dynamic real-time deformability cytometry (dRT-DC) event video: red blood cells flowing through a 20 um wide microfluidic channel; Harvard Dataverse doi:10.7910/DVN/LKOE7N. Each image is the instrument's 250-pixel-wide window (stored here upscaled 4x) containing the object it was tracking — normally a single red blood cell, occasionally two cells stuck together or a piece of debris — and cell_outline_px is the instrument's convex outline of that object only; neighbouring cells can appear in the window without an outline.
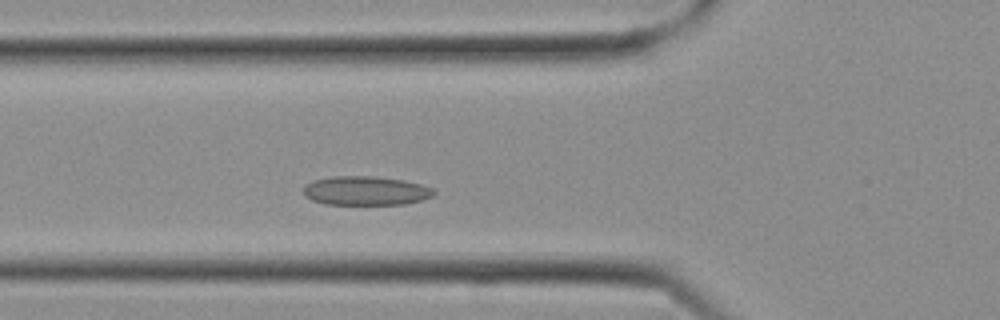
{"species": "Egyptian fruit bat (a non-hibernating species)", "species_latin": "Rousettus aegyptiacus", "temperature_condition": "cold", "stored_images_in_passage": 25, "camera_frame_rate_fps": 3000, "um_per_image_px": 0.085, "frame": {"image": 1, "passage_image": 6, "time_ms": 1.667, "image_size_px": [1000, 320], "cell_outline_px": [[436, 192], [432, 196], [420, 200], [404, 204], [324, 204], [312, 200], [304, 196], [304, 184], [312, 180], [332, 176], [372, 176], [404, 180], [420, 184], [432, 188]], "centroid_in_image_um": [31.04, 16.2], "position_along_channel_um": 94.8, "area_um2": 22.08}}
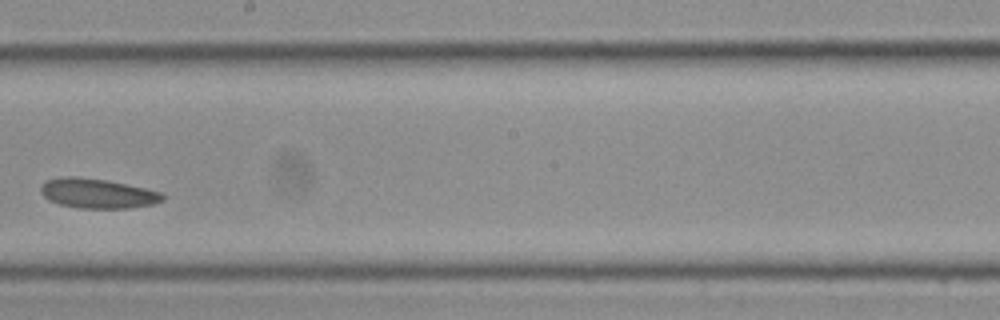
{"frame": {"image": 2, "passage_image": 12, "time_ms": 3.667, "image_size_px": [1000, 320], "cell_outline_px": [[164, 200], [152, 204], [128, 208], [80, 208], [60, 204], [48, 200], [40, 192], [40, 184], [44, 180], [64, 176], [72, 176], [104, 180], [164, 192]], "centroid_in_image_um": [8.25, 16.44], "position_along_channel_um": 239.9, "area_um2": 21.04}}
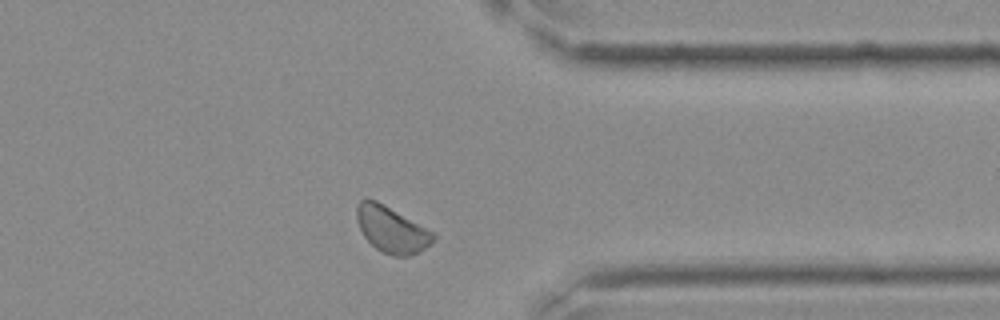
{"frame": {"image": 3, "passage_image": 18, "time_ms": 5.667, "image_size_px": [1000, 320], "cell_outline_px": [[436, 236], [432, 244], [420, 252], [408, 256], [392, 256], [376, 248], [364, 236], [356, 220], [356, 204], [364, 196], [376, 200], [384, 204], [436, 232]], "centroid_in_image_um": [33.31, 19.48], "position_along_channel_um": 378.1, "area_um2": 21.04}}